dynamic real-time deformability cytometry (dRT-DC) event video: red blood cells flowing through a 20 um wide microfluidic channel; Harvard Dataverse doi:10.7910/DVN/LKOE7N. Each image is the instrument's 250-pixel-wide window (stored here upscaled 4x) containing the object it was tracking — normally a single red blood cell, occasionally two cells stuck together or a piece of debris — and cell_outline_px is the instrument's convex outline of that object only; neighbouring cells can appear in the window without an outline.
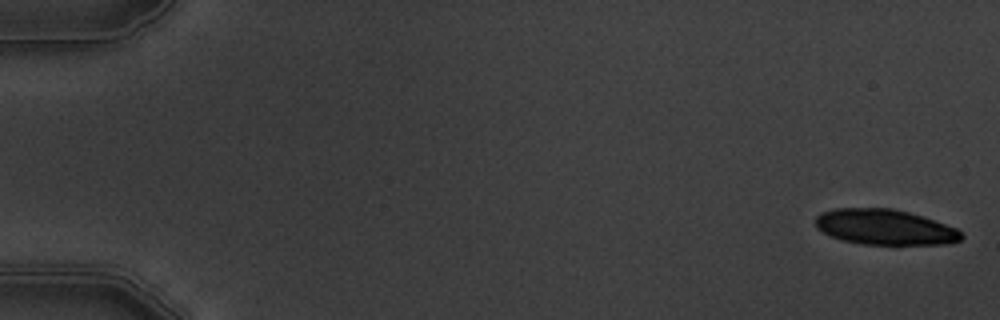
{"species": "common noctule bat (a hibernating species)", "species_latin": "Nyctalus noctula", "temperature_condition": "warm", "stored_images_in_passage": 7, "camera_frame_rate_fps": 3000, "um_per_image_px": 0.085, "animal": {"sex": "male", "body_mass_g": 19.5, "forearm_length_mm": 54.6}, "frame": {"image": 1, "passage_image": 1, "time_ms": 0.0, "image_size_px": [1000, 320], "cell_outline_px": [[964, 236], [960, 240], [948, 244], [896, 248], [864, 244], [844, 240], [832, 236], [816, 228], [816, 216], [820, 212], [836, 208], [892, 208], [924, 216], [956, 228]], "centroid_in_image_um": [75.27, 19.35], "position_along_channel_um": 9.7, "area_um2": 31.21}}